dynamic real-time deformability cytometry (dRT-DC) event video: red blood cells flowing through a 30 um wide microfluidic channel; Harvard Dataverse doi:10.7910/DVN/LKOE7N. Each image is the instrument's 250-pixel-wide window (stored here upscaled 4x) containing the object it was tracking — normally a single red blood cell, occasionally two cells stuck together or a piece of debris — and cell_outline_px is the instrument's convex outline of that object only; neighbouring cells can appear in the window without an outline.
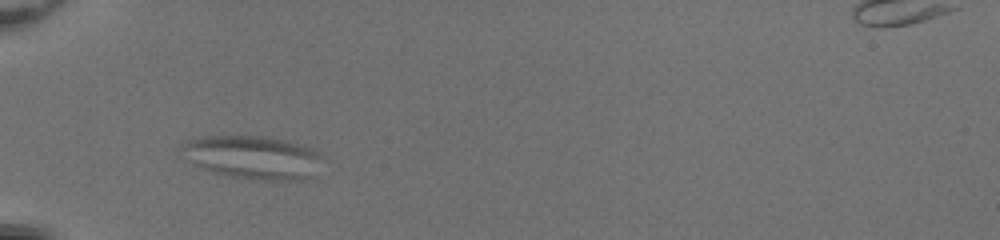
{"species": "common noctule bat (a hibernating species)", "species_latin": "Nyctalus noctula", "temperature_condition": "room temperature", "stored_images_in_passage": 42, "camera_frame_rate_fps": 3000, "um_per_image_px": 0.085, "animal": {"sex": "female", "body_mass_g": 20.0, "forearm_length_mm": 54.0}, "frame": {"image": 1, "passage_image": 7, "time_ms": 2.0, "image_size_px": [1000, 240], "cell_outline_px": [[324, 156], [304, 180], [264, 180], [232, 176], [216, 172], [204, 168], [196, 164], [184, 148], [184, 144], [188, 140], [200, 136], [260, 136], [284, 140], [300, 144], [312, 148], [320, 152]], "centroid_in_image_um": [21.57, 13.35], "position_along_channel_um": 63.4, "area_um2": 34.28}}
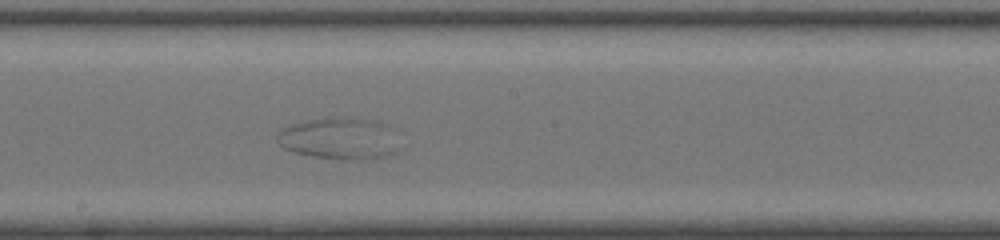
{"frame": {"image": 2, "passage_image": 20, "time_ms": 6.333, "image_size_px": [1000, 240], "cell_outline_px": [[400, 128], [392, 152], [384, 156], [356, 160], [340, 160], [312, 156], [296, 152], [284, 148], [276, 140], [276, 136], [280, 128], [300, 120], [324, 116], [364, 116], [392, 124]], "centroid_in_image_um": [28.87, 11.68], "position_along_channel_um": 219.3, "area_um2": 31.27}}
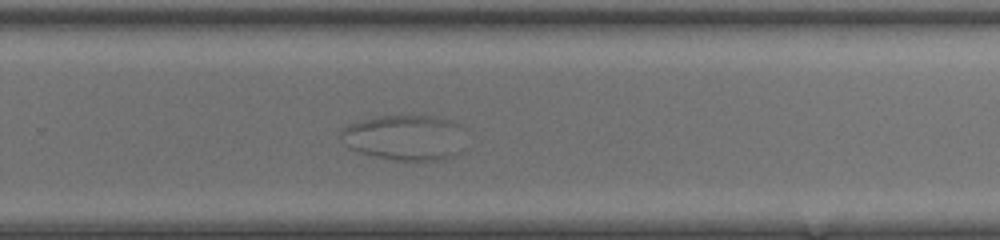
{"frame": {"image": 3, "passage_image": 26, "time_ms": 8.333, "image_size_px": [1000, 240], "cell_outline_px": [[456, 152], [452, 156], [440, 160], [392, 160], [360, 152], [348, 148], [340, 140], [340, 128], [348, 124], [360, 120], [380, 116], [436, 116], [448, 120], [456, 124]], "centroid_in_image_um": [34.18, 11.69], "position_along_channel_um": 295.6, "area_um2": 31.91}}